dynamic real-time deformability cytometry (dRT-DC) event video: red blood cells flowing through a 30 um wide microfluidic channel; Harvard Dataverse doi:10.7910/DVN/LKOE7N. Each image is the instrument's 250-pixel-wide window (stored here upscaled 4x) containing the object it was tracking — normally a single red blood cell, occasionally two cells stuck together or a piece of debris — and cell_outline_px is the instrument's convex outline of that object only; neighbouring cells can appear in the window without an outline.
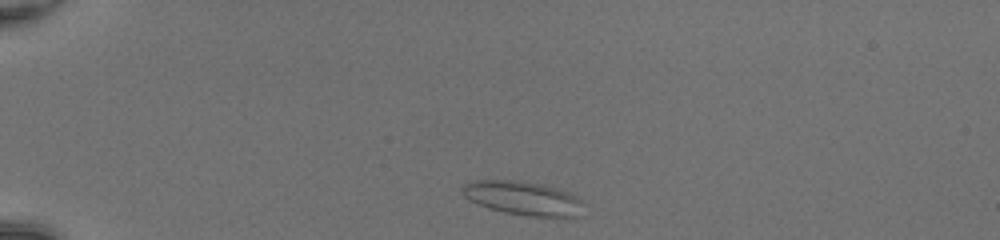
{"species": "common noctule bat (a hibernating species)", "species_latin": "Nyctalus noctula", "temperature_condition": "room temperature", "stored_images_in_passage": 39, "camera_frame_rate_fps": 3000, "um_per_image_px": 0.085, "animal": {"sex": "female", "body_mass_g": 20.0, "forearm_length_mm": 54.0}, "frame": {"image": 1, "passage_image": 2, "time_ms": 0.333, "image_size_px": [1000, 240], "cell_outline_px": [[580, 200], [576, 216], [528, 216], [504, 212], [488, 208], [476, 204], [468, 200], [464, 196], [460, 188], [464, 184], [472, 180], [520, 180], [540, 184], [568, 192], [576, 196]], "centroid_in_image_um": [44.3, 16.82], "position_along_channel_um": 40.7, "area_um2": 23.52}}
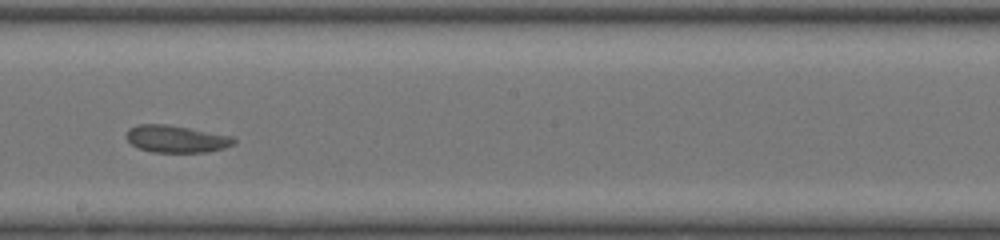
{"frame": {"image": 2, "passage_image": 20, "time_ms": 6.333, "image_size_px": [1000, 240], "cell_outline_px": [[236, 144], [224, 148], [208, 152], [152, 152], [140, 148], [132, 144], [128, 140], [128, 128], [140, 124], [168, 124], [232, 136], [236, 140]], "centroid_in_image_um": [15.03, 11.81], "position_along_channel_um": 233.2, "area_um2": 16.94}}
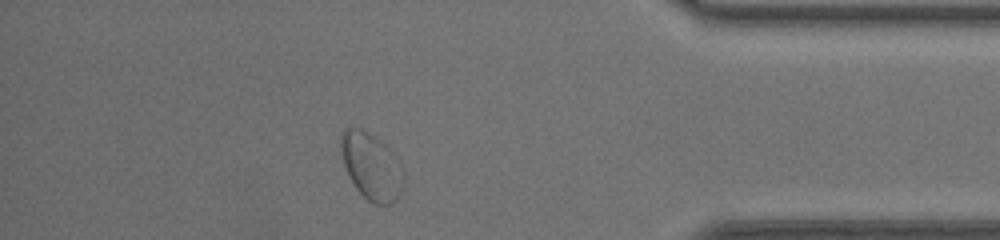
{"frame": {"image": 3, "passage_image": 34, "time_ms": 11.0, "image_size_px": [1000, 240], "cell_outline_px": [[404, 180], [400, 192], [396, 200], [392, 204], [372, 204], [356, 188], [348, 176], [340, 152], [340, 132], [344, 128], [360, 128], [368, 132], [384, 144], [388, 148], [404, 176]], "centroid_in_image_um": [31.51, 14.14], "position_along_channel_um": 403.7, "area_um2": 24.04}, "authors_computed_cell_mechanics": {"area_um2": 17.8602, "velocity_mm_per_s": 4.212, "shape_relaxation_time_tau1_ms": null, "shape_relaxation_time_tau2_ms": 1.7044, "deformation_change_tau1": null, "deformation_change_tau2": 0.0598}}